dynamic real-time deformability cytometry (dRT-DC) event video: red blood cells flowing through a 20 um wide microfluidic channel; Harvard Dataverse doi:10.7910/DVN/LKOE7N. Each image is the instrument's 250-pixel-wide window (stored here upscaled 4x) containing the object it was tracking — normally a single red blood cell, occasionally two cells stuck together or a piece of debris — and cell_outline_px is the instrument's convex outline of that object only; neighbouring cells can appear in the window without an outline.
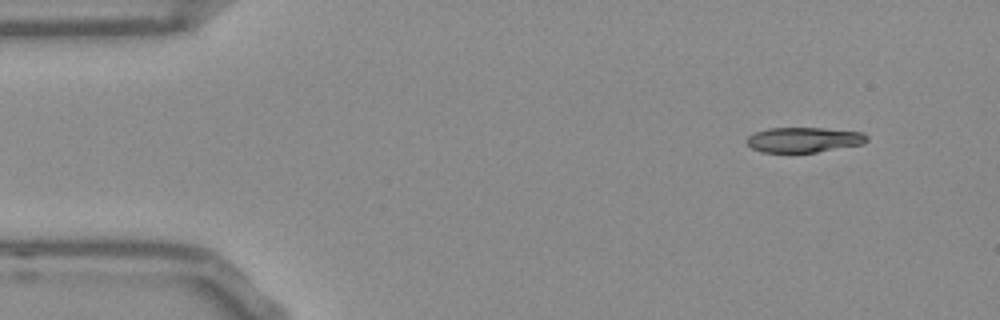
{"species": "Egyptian fruit bat (a non-hibernating species)", "species_latin": "Rousettus aegyptiacus", "temperature_condition": "room temperature", "stored_images_in_passage": 49, "camera_frame_rate_fps": 3000, "um_per_image_px": 0.085, "frame": {"image": 1, "passage_image": 1, "time_ms": 0.0, "image_size_px": [1000, 320], "cell_outline_px": [[868, 140], [864, 144], [816, 152], [760, 152], [752, 148], [744, 140], [748, 136], [756, 132], [768, 128], [820, 128], [864, 132], [868, 136]], "centroid_in_image_um": [68.33, 11.88], "position_along_channel_um": 16.7, "area_um2": 17.63}}
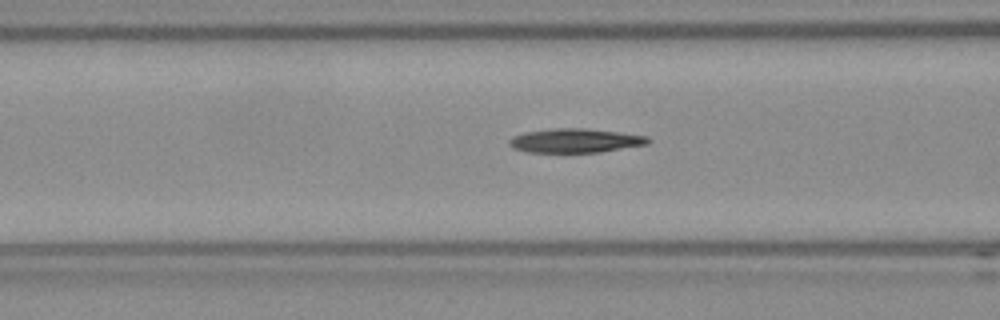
{"frame": {"image": 2, "passage_image": 16, "time_ms": 5.0, "image_size_px": [1000, 320], "cell_outline_px": [[652, 140], [648, 144], [600, 152], [528, 152], [512, 148], [508, 144], [508, 140], [512, 136], [524, 132], [556, 128], [584, 128], [648, 136]], "centroid_in_image_um": [48.87, 11.95], "position_along_channel_um": 117.7, "area_um2": 19.48}}
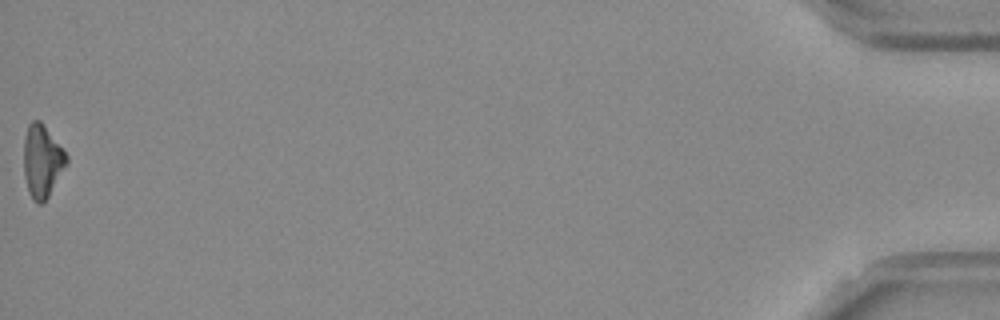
{"frame": {"image": 3, "passage_image": 49, "time_ms": 16.0, "image_size_px": [1000, 320], "cell_outline_px": [[68, 164], [48, 196], [40, 204], [36, 204], [32, 200], [28, 192], [24, 176], [24, 136], [28, 124], [32, 120], [40, 120], [68, 156]], "centroid_in_image_um": [3.57, 13.7], "position_along_channel_um": 431.6, "area_um2": 18.15}}